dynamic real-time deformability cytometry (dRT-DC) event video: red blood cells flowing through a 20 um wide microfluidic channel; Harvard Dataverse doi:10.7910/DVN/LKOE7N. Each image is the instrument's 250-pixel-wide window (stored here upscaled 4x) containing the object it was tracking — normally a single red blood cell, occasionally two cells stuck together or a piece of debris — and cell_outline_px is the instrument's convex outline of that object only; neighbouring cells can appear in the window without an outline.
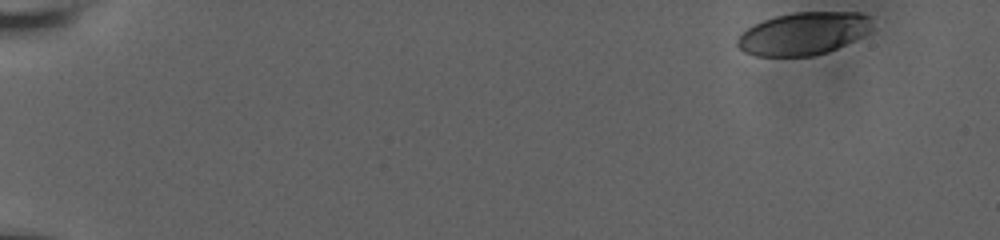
{"species": "human", "species_latin": "Homo sapiens", "temperature_condition": "room temperature", "stored_images_in_passage": 28, "camera_frame_rate_fps": 3000, "um_per_image_px": 0.085, "donor": {"sex": "male"}, "frame": {"image": 1, "passage_image": 1, "time_ms": 0.0, "image_size_px": [1000, 240], "cell_outline_px": [[868, 32], [828, 52], [812, 56], [756, 56], [744, 52], [736, 44], [736, 40], [748, 28], [764, 20], [776, 16], [792, 12], [860, 12], [868, 16]], "centroid_in_image_um": [68.23, 2.86], "position_along_channel_um": 16.8, "area_um2": 32.89}}
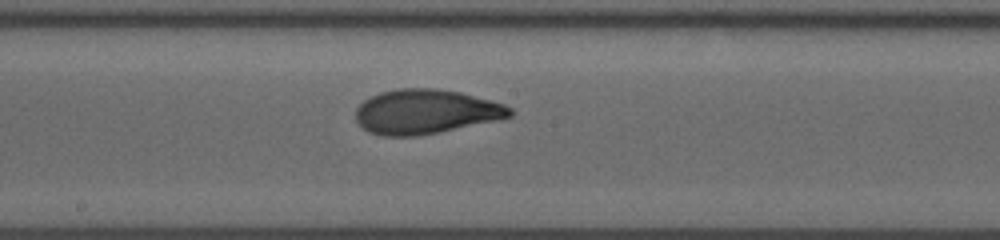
{"frame": {"image": 2, "passage_image": 16, "time_ms": 9.667, "image_size_px": [1000, 240], "cell_outline_px": [[512, 116], [436, 132], [416, 136], [384, 136], [368, 132], [356, 120], [356, 108], [364, 100], [380, 92], [396, 88], [436, 88], [460, 92], [504, 104], [512, 108]], "centroid_in_image_um": [36.13, 9.48], "position_along_channel_um": 212.1, "area_um2": 39.48}}
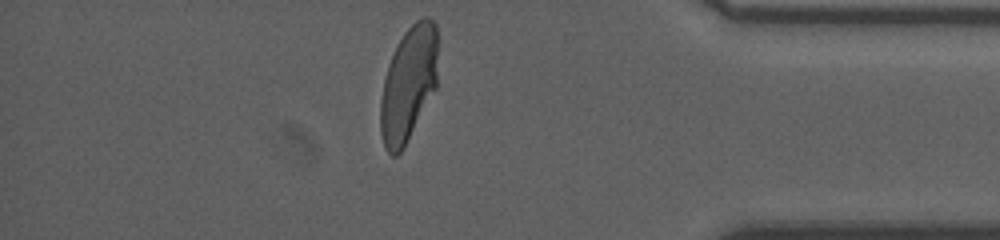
{"frame": {"image": 3, "passage_image": 28, "time_ms": 15.333, "image_size_px": [1000, 240], "cell_outline_px": [[436, 88], [404, 148], [396, 156], [392, 156], [384, 148], [380, 132], [380, 100], [384, 80], [388, 64], [396, 44], [404, 32], [416, 20], [424, 16], [428, 16], [436, 24]], "centroid_in_image_um": [34.69, 7.16], "position_along_channel_um": 400.5, "area_um2": 38.49}, "authors_computed_cell_mechanics": {"area_um2": 38.3792, "velocity_mm_per_s": 3.7533, "shape_relaxation_time_tau1_ms": 4.96, "shape_relaxation_time_tau2_ms": 0.9031, "deformation_change_tau1": 0.1882, "deformation_change_tau2": 0.0631}}